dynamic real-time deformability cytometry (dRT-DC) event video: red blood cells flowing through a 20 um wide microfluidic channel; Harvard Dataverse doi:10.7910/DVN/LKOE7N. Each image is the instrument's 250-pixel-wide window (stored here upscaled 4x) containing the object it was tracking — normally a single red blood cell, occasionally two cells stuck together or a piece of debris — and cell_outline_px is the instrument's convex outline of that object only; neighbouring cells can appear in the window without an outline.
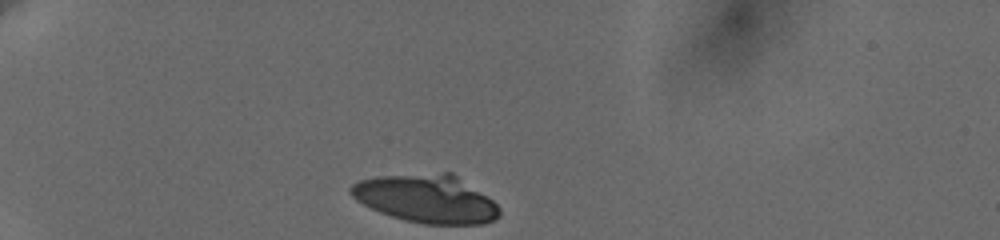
{"species": "human", "species_latin": "Homo sapiens", "temperature_condition": "cold", "stored_images_in_passage": 35, "camera_frame_rate_fps": 3000, "um_per_image_px": 0.085, "donor": {"sex": "female"}, "frame": {"image": 1, "passage_image": 1, "time_ms": 0.0, "image_size_px": [1000, 240], "cell_outline_px": [[500, 216], [484, 224], [424, 224], [404, 220], [380, 212], [356, 200], [348, 192], [348, 188], [352, 184], [360, 180], [376, 176], [444, 172], [452, 172], [492, 200], [500, 208]], "centroid_in_image_um": [36.23, 16.88], "position_along_channel_um": 48.8, "area_um2": 41.67}}
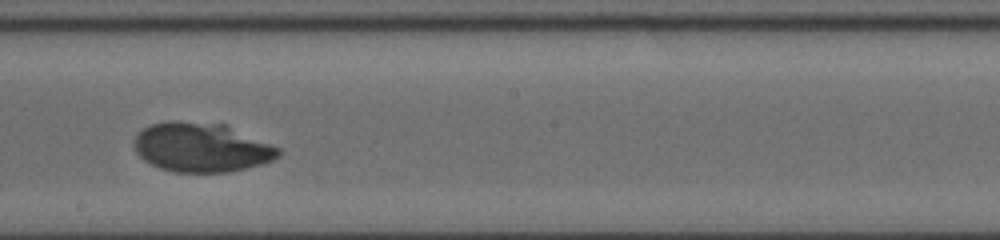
{"frame": {"image": 2, "passage_image": 20, "time_ms": 6.333, "image_size_px": [1000, 240], "cell_outline_px": [[280, 156], [272, 160], [260, 164], [228, 172], [176, 172], [160, 168], [144, 160], [136, 152], [132, 144], [132, 140], [144, 128], [152, 124], [168, 120], [180, 120], [224, 124], [280, 148]], "centroid_in_image_um": [17.08, 12.52], "position_along_channel_um": 231.1, "area_um2": 41.33}}
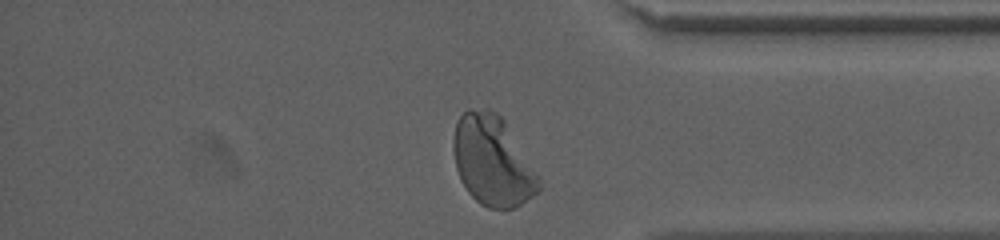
{"frame": {"image": 3, "passage_image": 34, "time_ms": 11.0, "image_size_px": [1000, 240], "cell_outline_px": [[540, 192], [520, 204], [512, 208], [488, 208], [480, 204], [468, 192], [460, 180], [456, 168], [452, 148], [452, 140], [456, 124], [460, 116], [468, 108], [488, 108], [496, 112], [504, 120], [540, 176]], "centroid_in_image_um": [41.86, 13.67], "position_along_channel_um": 393.3, "area_um2": 45.08}, "authors_computed_cell_mechanics": {"area_um2": 42.6564, "velocity_mm_per_s": 3.6069, "shape_relaxation_time_tau1_ms": 7.1501, "shape_relaxation_time_tau2_ms": 2.9857, "deformation_change_tau1": 0.1525, "deformation_change_tau2": 0.0256}}